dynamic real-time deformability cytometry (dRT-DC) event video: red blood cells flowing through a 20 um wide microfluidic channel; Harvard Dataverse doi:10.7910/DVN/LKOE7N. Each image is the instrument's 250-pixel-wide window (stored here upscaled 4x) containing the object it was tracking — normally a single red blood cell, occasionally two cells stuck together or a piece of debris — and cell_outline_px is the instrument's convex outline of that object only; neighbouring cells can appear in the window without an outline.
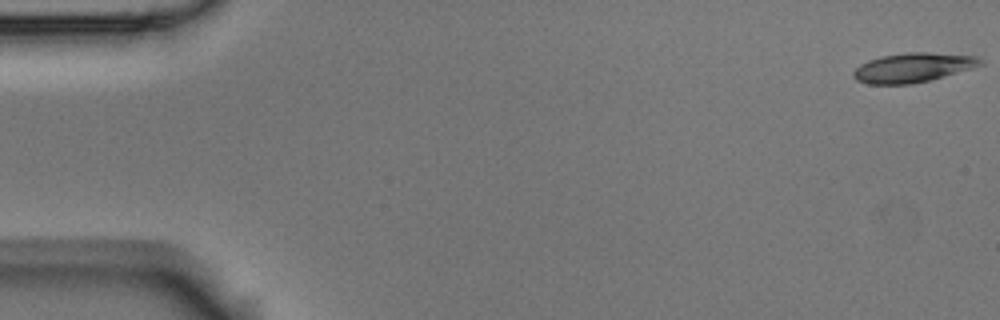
{"species": "Egyptian fruit bat (a non-hibernating species)", "species_latin": "Rousettus aegyptiacus", "temperature_condition": "room temperature", "stored_images_in_passage": 11, "camera_frame_rate_fps": 3000, "um_per_image_px": 0.085, "animal": {"sex": "male"}, "frame": {"image": 1, "passage_image": 1, "time_ms": 0.0, "image_size_px": [1000, 320], "cell_outline_px": [[984, 64], [972, 68], [928, 80], [912, 84], [868, 84], [856, 80], [852, 76], [852, 72], [860, 64], [868, 60], [880, 56], [908, 52], [928, 52], [980, 56], [984, 60]], "centroid_in_image_um": [77.6, 5.73], "position_along_channel_um": 7.4, "area_um2": 21.85}}
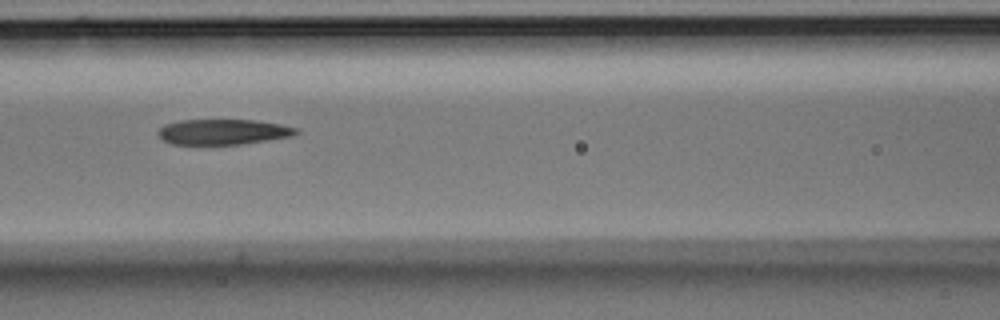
{"frame": {"image": 2, "passage_image": 7, "time_ms": 2.0, "image_size_px": [1000, 320], "cell_outline_px": [[300, 132], [292, 136], [268, 140], [240, 144], [172, 144], [164, 140], [156, 132], [164, 124], [180, 120], [252, 120], [280, 124], [296, 128]], "centroid_in_image_um": [18.95, 11.2], "position_along_channel_um": 147.7, "area_um2": 20.29}}
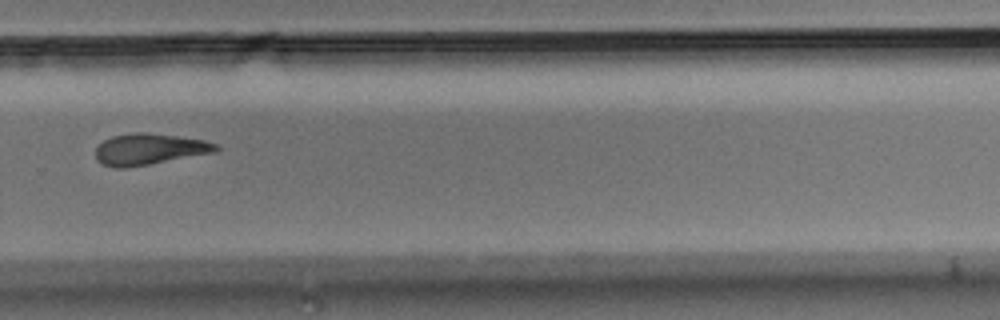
{"frame": {"image": 3, "passage_image": 11, "time_ms": 3.333, "image_size_px": [1000, 320], "cell_outline_px": [[220, 148], [216, 152], [148, 164], [124, 168], [112, 168], [100, 164], [96, 160], [96, 148], [104, 140], [112, 136], [132, 132], [144, 132], [176, 136], [204, 140], [220, 144]], "centroid_in_image_um": [12.68, 12.68], "position_along_channel_um": 317.1, "area_um2": 21.96}}